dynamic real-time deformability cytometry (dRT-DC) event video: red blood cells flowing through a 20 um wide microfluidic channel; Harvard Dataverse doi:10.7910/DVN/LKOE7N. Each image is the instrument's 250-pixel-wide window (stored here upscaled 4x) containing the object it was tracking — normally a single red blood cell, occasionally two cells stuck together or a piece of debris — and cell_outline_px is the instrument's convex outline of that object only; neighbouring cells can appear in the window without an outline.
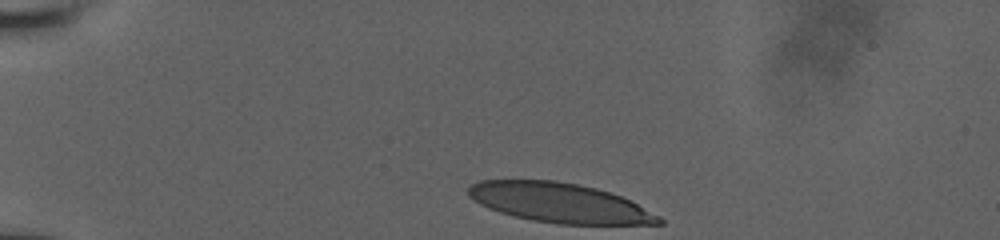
{"species": "human", "species_latin": "Homo sapiens", "temperature_condition": "room temperature", "stored_images_in_passage": 28, "camera_frame_rate_fps": 3000, "um_per_image_px": 0.085, "donor": {"sex": "male"}, "frame": {"image": 1, "passage_image": 1, "time_ms": 0.0, "image_size_px": [1000, 240], "cell_outline_px": [[664, 224], [560, 224], [532, 220], [500, 212], [488, 208], [480, 204], [468, 196], [468, 188], [472, 184], [480, 180], [556, 180], [596, 188], [620, 196], [660, 216], [664, 220]], "centroid_in_image_um": [47.54, 17.24], "position_along_channel_um": 37.5, "area_um2": 43.58}}
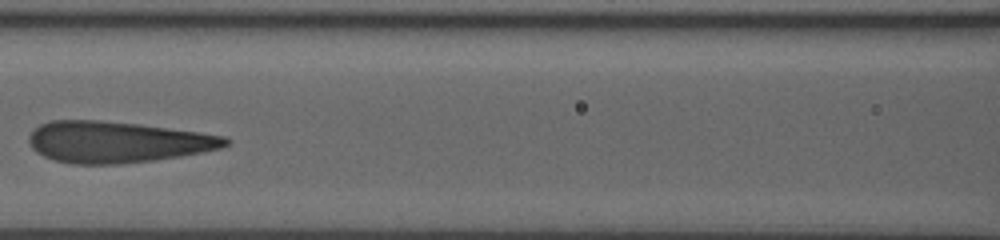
{"frame": {"image": 2, "passage_image": 19, "time_ms": 4.667, "image_size_px": [1000, 240], "cell_outline_px": [[232, 140], [228, 144], [220, 148], [180, 156], [152, 160], [120, 164], [72, 164], [52, 160], [36, 152], [32, 148], [28, 140], [28, 136], [32, 128], [40, 124], [52, 120], [96, 120], [140, 124], [224, 136]], "centroid_in_image_um": [9.88, 12.07], "position_along_channel_um": 156.7, "area_um2": 47.22}}
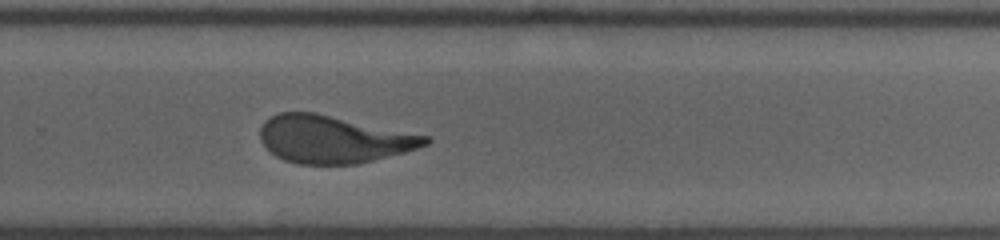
{"frame": {"image": 3, "passage_image": 28, "time_ms": 8.333, "image_size_px": [1000, 240], "cell_outline_px": [[432, 140], [428, 144], [404, 152], [356, 164], [296, 164], [284, 160], [276, 156], [260, 140], [260, 128], [264, 120], [280, 112], [316, 112], [432, 136]], "centroid_in_image_um": [28.36, 11.82], "position_along_channel_um": 301.4, "area_um2": 45.89}}